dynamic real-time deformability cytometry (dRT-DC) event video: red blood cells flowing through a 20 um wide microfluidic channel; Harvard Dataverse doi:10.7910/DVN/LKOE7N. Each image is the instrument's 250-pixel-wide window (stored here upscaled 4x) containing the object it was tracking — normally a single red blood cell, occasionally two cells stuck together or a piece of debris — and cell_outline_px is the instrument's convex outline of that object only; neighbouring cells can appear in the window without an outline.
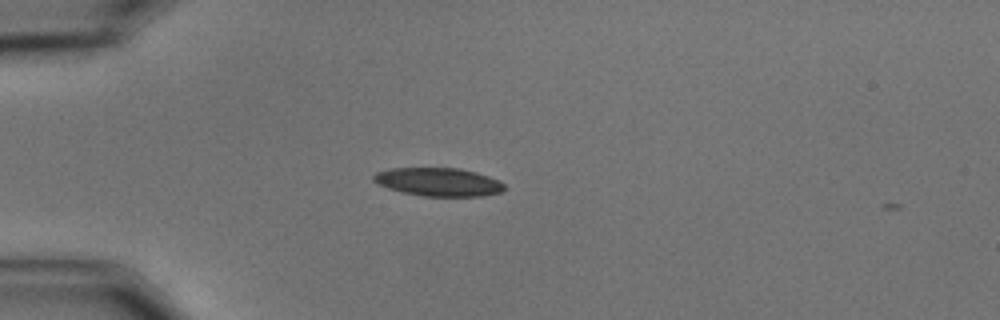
{"species": "common noctule bat (a hibernating species)", "species_latin": "Nyctalus noctula", "temperature_condition": "cold", "stored_images_in_passage": 3, "camera_frame_rate_fps": 3000, "um_per_image_px": 0.085, "animal": {"sex": "male", "body_mass_g": 15.6}, "frame": {"image": 1, "passage_image": 2, "time_ms": 0.333, "image_size_px": [1000, 320], "cell_outline_px": [[504, 192], [484, 196], [424, 196], [404, 192], [388, 188], [372, 180], [372, 176], [376, 172], [392, 168], [460, 168], [476, 172], [500, 180], [504, 184]], "centroid_in_image_um": [37.31, 15.46], "position_along_channel_um": 47.7, "area_um2": 21.62}}